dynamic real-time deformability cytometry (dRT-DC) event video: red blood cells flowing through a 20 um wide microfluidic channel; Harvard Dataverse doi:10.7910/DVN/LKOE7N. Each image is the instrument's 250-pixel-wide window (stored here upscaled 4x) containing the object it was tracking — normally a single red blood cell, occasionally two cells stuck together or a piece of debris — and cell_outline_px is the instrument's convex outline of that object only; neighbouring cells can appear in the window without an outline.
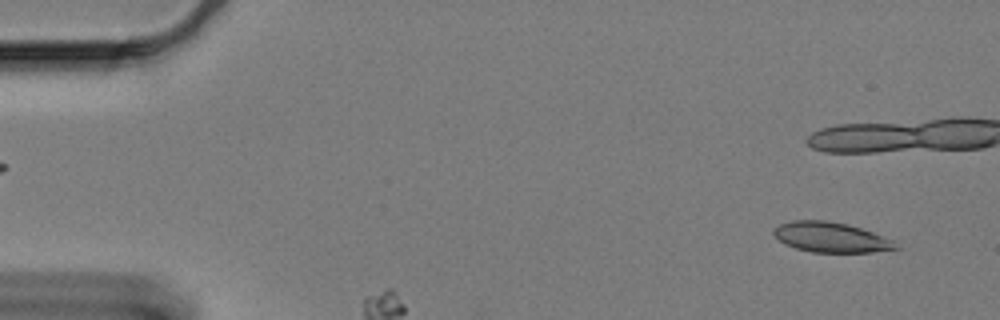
{"species": "Egyptian fruit bat (a non-hibernating species)", "species_latin": "Rousettus aegyptiacus", "temperature_condition": "cold", "stored_images_in_passage": 40, "camera_frame_rate_fps": 3000, "um_per_image_px": 0.085, "animal": {"sex": "female"}, "frame": {"image": 1, "passage_image": 4, "time_ms": 1.0, "image_size_px": [1000, 320], "cell_outline_px": [[900, 248], [872, 252], [812, 252], [796, 248], [784, 244], [772, 232], [780, 224], [792, 220], [824, 220], [848, 224], [872, 232], [892, 240]], "centroid_in_image_um": [70.62, 20.17], "position_along_channel_um": 14.4, "area_um2": 21.15}}